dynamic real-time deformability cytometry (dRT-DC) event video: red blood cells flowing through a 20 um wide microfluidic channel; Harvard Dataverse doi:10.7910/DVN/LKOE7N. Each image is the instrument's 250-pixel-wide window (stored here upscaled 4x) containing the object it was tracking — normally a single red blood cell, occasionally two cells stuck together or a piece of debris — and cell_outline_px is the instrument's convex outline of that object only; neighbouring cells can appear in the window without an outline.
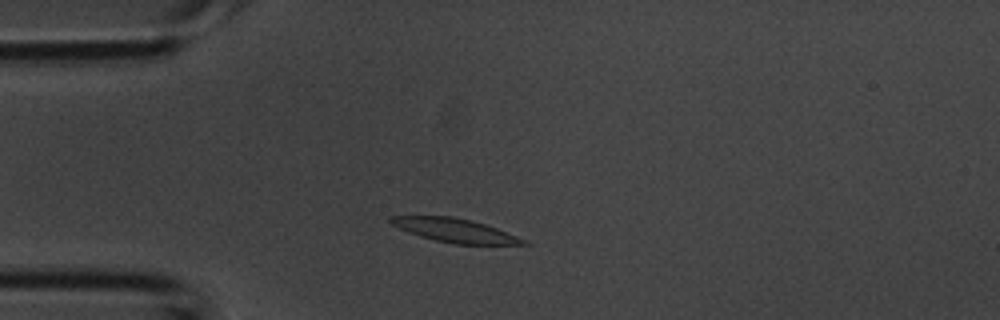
{"species": "common noctule bat (a hibernating species)", "species_latin": "Nyctalus noctula", "temperature_condition": "room temperature", "stored_images_in_passage": 37, "camera_frame_rate_fps": 3000, "um_per_image_px": 0.085, "animal": {"sex": "male", "body_mass_g": 20.1, "forearm_length_mm": 53.5}, "frame": {"image": 1, "passage_image": 6, "time_ms": 1.667, "image_size_px": [1000, 320], "cell_outline_px": [[532, 244], [452, 244], [420, 236], [408, 232], [392, 224], [388, 220], [388, 216], [452, 216], [472, 220], [496, 228], [516, 236]], "centroid_in_image_um": [38.63, 19.57], "position_along_channel_um": 46.4, "area_um2": 18.09}}
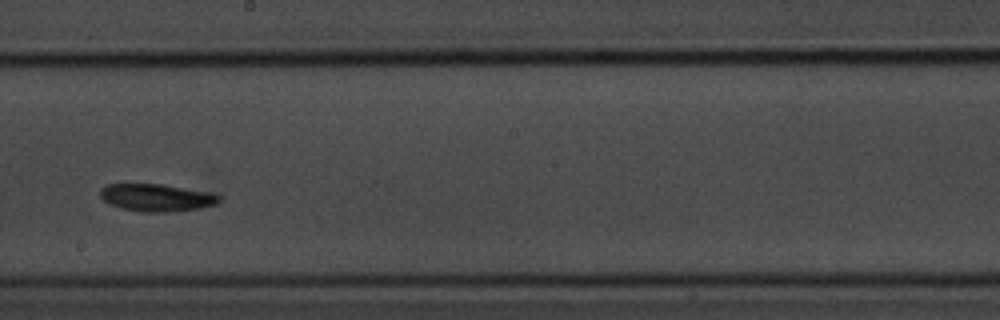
{"frame": {"image": 2, "passage_image": 19, "time_ms": 6.0, "image_size_px": [1000, 320], "cell_outline_px": [[220, 200], [216, 204], [200, 208], [168, 212], [140, 212], [120, 208], [108, 204], [100, 196], [100, 188], [108, 184], [160, 184], [208, 192], [220, 196]], "centroid_in_image_um": [13.26, 16.8], "position_along_channel_um": 234.9, "area_um2": 18.96}}
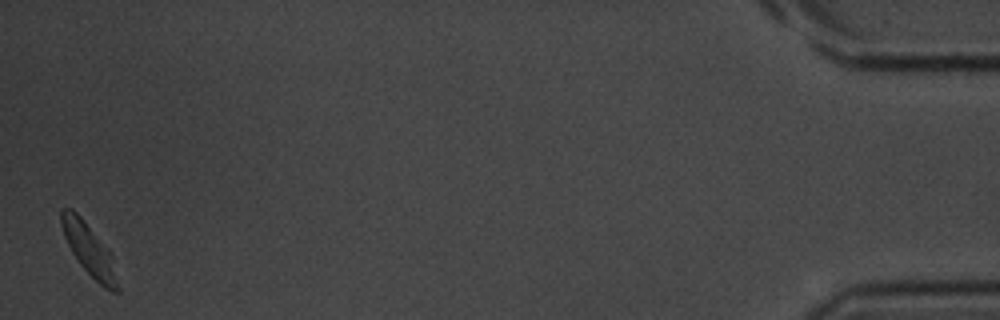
{"frame": {"image": 3, "passage_image": 37, "time_ms": 12.0, "image_size_px": [1000, 320], "cell_outline_px": [[120, 292], [112, 292], [104, 288], [80, 264], [72, 252], [64, 236], [60, 224], [60, 208], [72, 208], [80, 216], [108, 248], [112, 256], [120, 288]], "centroid_in_image_um": [7.58, 21.22], "position_along_channel_um": 427.6, "area_um2": 16.94}}